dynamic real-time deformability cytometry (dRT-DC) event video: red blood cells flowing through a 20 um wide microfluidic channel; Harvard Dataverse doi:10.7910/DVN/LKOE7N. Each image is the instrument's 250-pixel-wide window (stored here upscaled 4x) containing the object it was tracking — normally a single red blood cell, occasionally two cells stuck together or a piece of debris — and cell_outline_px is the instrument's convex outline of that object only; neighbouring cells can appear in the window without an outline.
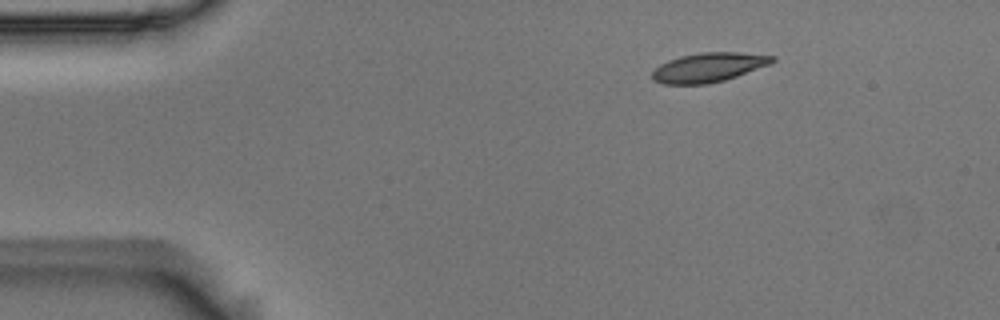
{"species": "Egyptian fruit bat (a non-hibernating species)", "species_latin": "Rousettus aegyptiacus", "temperature_condition": "room temperature", "stored_images_in_passage": 3, "camera_frame_rate_fps": 3000, "um_per_image_px": 0.085, "animal": {"sex": "male"}, "frame": {"image": 1, "passage_image": 1, "time_ms": 0.0, "image_size_px": [1000, 320], "cell_outline_px": [[776, 60], [772, 64], [724, 80], [708, 84], [664, 84], [652, 80], [652, 72], [660, 64], [668, 60], [680, 56], [700, 52], [740, 52], [776, 56]], "centroid_in_image_um": [60.25, 5.72], "position_along_channel_um": 24.8, "area_um2": 20.63}}
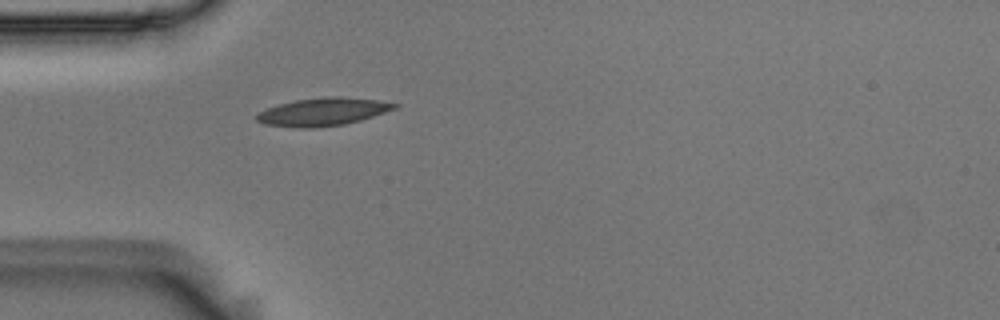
{"frame": {"image": 2, "passage_image": 3, "time_ms": 0.667, "image_size_px": [1000, 320], "cell_outline_px": [[400, 104], [396, 108], [360, 120], [344, 124], [312, 128], [300, 128], [264, 124], [256, 120], [256, 116], [260, 112], [268, 108], [280, 104], [296, 100], [324, 96], [340, 96], [376, 100]], "centroid_in_image_um": [27.44, 9.5], "position_along_channel_um": 57.6, "area_um2": 22.14}}